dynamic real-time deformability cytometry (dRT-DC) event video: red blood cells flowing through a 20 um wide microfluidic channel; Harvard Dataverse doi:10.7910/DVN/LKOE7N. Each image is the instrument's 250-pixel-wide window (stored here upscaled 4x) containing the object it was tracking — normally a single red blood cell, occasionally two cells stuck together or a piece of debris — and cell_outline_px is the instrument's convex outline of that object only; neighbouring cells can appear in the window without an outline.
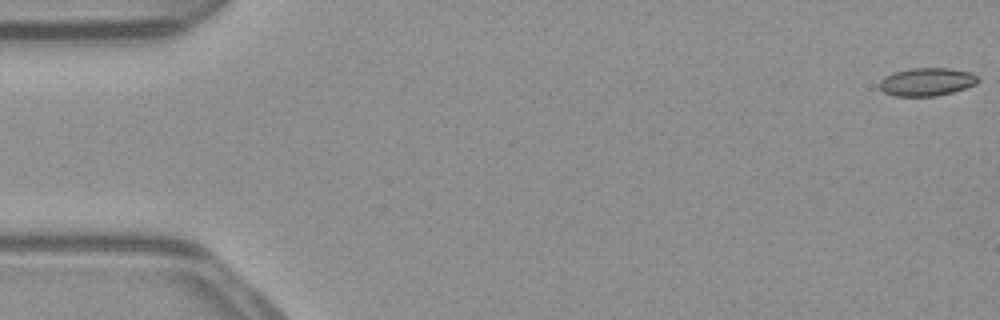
{"species": "common noctule bat (a hibernating species)", "species_latin": "Nyctalus noctula", "temperature_condition": "warm", "stored_images_in_passage": 53, "camera_frame_rate_fps": 3000, "um_per_image_px": 0.085, "animal": {"sex": "male", "body_mass_g": 23.1, "forearm_length_mm": 52.7}, "frame": {"image": 1, "passage_image": 1, "time_ms": 0.0, "image_size_px": [1000, 320], "cell_outline_px": [[980, 80], [976, 84], [952, 92], [936, 96], [896, 96], [884, 92], [880, 88], [880, 80], [884, 76], [908, 68], [948, 68], [972, 72], [980, 76]], "centroid_in_image_um": [78.81, 6.95], "position_along_channel_um": 6.2, "area_um2": 16.18}}
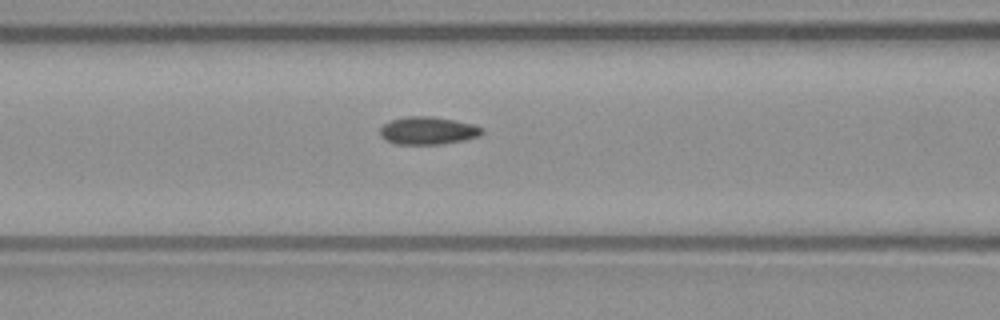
{"frame": {"image": 2, "passage_image": 22, "time_ms": 7.0, "image_size_px": [1000, 320], "cell_outline_px": [[484, 132], [480, 136], [464, 140], [444, 144], [396, 144], [384, 140], [380, 136], [380, 128], [384, 124], [392, 120], [404, 116], [432, 116], [456, 120], [476, 124], [484, 128]], "centroid_in_image_um": [36.41, 11.1], "position_along_channel_um": 130.2, "area_um2": 16.82}}
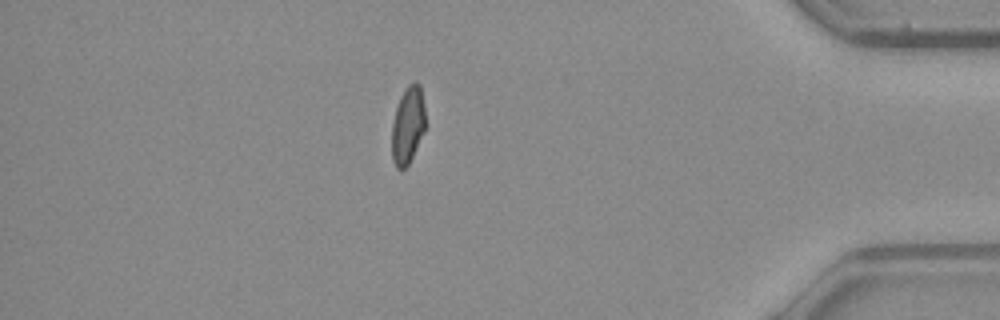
{"frame": {"image": 3, "passage_image": 46, "time_ms": 15.0, "image_size_px": [1000, 320], "cell_outline_px": [[428, 124], [408, 164], [400, 172], [396, 168], [392, 160], [392, 124], [396, 108], [400, 96], [408, 84], [416, 80], [420, 84]], "centroid_in_image_um": [34.69, 10.62], "position_along_channel_um": 400.5, "area_um2": 15.55}, "authors_computed_cell_mechanics": {"area_um2": 16.1262, "velocity_mm_per_s": 3.9306, "shape_relaxation_time_tau1_ms": null, "shape_relaxation_time_tau2_ms": 1.4378, "deformation_change_tau1": null, "deformation_change_tau2": 0.0459}}